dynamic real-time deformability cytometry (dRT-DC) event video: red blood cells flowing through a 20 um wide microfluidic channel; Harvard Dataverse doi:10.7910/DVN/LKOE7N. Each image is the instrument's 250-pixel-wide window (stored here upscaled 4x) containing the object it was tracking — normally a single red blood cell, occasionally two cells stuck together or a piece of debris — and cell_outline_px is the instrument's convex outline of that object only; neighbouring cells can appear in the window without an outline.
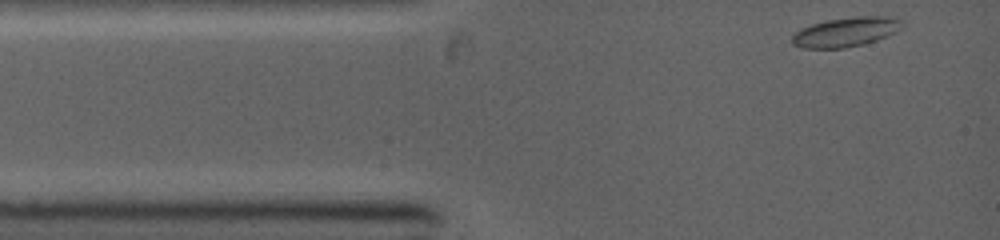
{"species": "common noctule bat (a hibernating species)", "species_latin": "Nyctalus noctula", "temperature_condition": "warm", "stored_images_in_passage": 48, "camera_frame_rate_fps": 5000, "um_per_image_px": 0.085, "animal": {"sex": "female", "body_mass_g": 19.0, "forearm_length_mm": 53.3}, "frame": {"image": 1, "passage_image": 1, "time_ms": 0.0, "image_size_px": [1000, 240], "cell_outline_px": [[904, 28], [876, 40], [864, 44], [844, 48], [804, 48], [792, 44], [792, 36], [800, 28], [812, 24], [828, 20], [856, 16], [888, 16], [904, 20]], "centroid_in_image_um": [71.94, 2.71], "position_along_channel_um": 13.1, "area_um2": 18.96}}
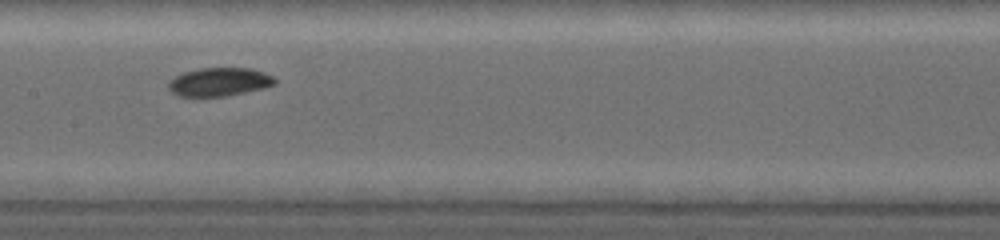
{"frame": {"image": 2, "passage_image": 27, "time_ms": 4.8, "image_size_px": [1000, 240], "cell_outline_px": [[276, 84], [264, 88], [228, 96], [180, 96], [172, 92], [168, 88], [168, 80], [184, 72], [200, 68], [252, 68], [264, 72], [272, 76], [276, 80]], "centroid_in_image_um": [18.65, 6.96], "position_along_channel_um": 188.7, "area_um2": 17.69}}
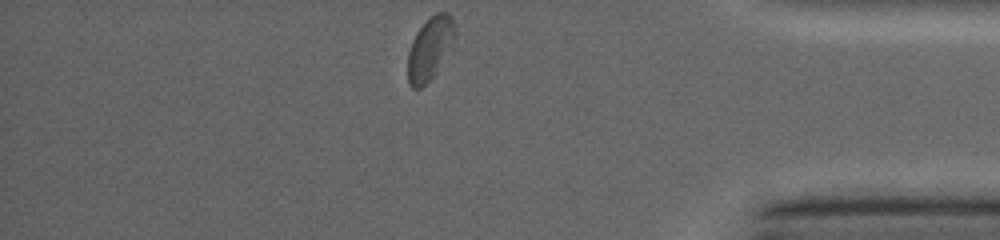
{"frame": {"image": 3, "passage_image": 48, "time_ms": 10.0, "image_size_px": [1000, 240], "cell_outline_px": [[456, 36], [436, 72], [420, 88], [412, 88], [408, 84], [408, 52], [412, 40], [416, 32], [436, 12], [448, 12], [452, 16], [456, 28]], "centroid_in_image_um": [36.55, 4.09], "position_along_channel_um": 398.7, "area_um2": 16.99}}